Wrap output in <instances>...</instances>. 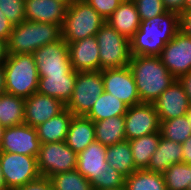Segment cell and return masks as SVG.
<instances>
[{"mask_svg": "<svg viewBox=\"0 0 191 190\" xmlns=\"http://www.w3.org/2000/svg\"><path fill=\"white\" fill-rule=\"evenodd\" d=\"M179 31V14L166 11L154 18L142 20L130 39L132 56H159L165 45Z\"/></svg>", "mask_w": 191, "mask_h": 190, "instance_id": "cell-1", "label": "cell"}, {"mask_svg": "<svg viewBox=\"0 0 191 190\" xmlns=\"http://www.w3.org/2000/svg\"><path fill=\"white\" fill-rule=\"evenodd\" d=\"M141 103H153L177 79L159 56H132L129 62Z\"/></svg>", "mask_w": 191, "mask_h": 190, "instance_id": "cell-2", "label": "cell"}, {"mask_svg": "<svg viewBox=\"0 0 191 190\" xmlns=\"http://www.w3.org/2000/svg\"><path fill=\"white\" fill-rule=\"evenodd\" d=\"M62 38L61 26L23 21L14 26L7 41L8 54H33L38 48Z\"/></svg>", "mask_w": 191, "mask_h": 190, "instance_id": "cell-3", "label": "cell"}, {"mask_svg": "<svg viewBox=\"0 0 191 190\" xmlns=\"http://www.w3.org/2000/svg\"><path fill=\"white\" fill-rule=\"evenodd\" d=\"M6 93L30 97L38 90V69L33 54H8L3 64Z\"/></svg>", "mask_w": 191, "mask_h": 190, "instance_id": "cell-4", "label": "cell"}, {"mask_svg": "<svg viewBox=\"0 0 191 190\" xmlns=\"http://www.w3.org/2000/svg\"><path fill=\"white\" fill-rule=\"evenodd\" d=\"M106 20L85 0H76L67 7L61 27L62 38L71 43L86 37L95 36Z\"/></svg>", "mask_w": 191, "mask_h": 190, "instance_id": "cell-5", "label": "cell"}, {"mask_svg": "<svg viewBox=\"0 0 191 190\" xmlns=\"http://www.w3.org/2000/svg\"><path fill=\"white\" fill-rule=\"evenodd\" d=\"M99 46L100 70L129 66L130 40L105 22L95 35Z\"/></svg>", "mask_w": 191, "mask_h": 190, "instance_id": "cell-6", "label": "cell"}, {"mask_svg": "<svg viewBox=\"0 0 191 190\" xmlns=\"http://www.w3.org/2000/svg\"><path fill=\"white\" fill-rule=\"evenodd\" d=\"M103 92L102 70L77 72L73 94L66 108L74 116H86Z\"/></svg>", "mask_w": 191, "mask_h": 190, "instance_id": "cell-7", "label": "cell"}, {"mask_svg": "<svg viewBox=\"0 0 191 190\" xmlns=\"http://www.w3.org/2000/svg\"><path fill=\"white\" fill-rule=\"evenodd\" d=\"M36 160L40 176L46 178L77 168V154L65 141L41 143Z\"/></svg>", "mask_w": 191, "mask_h": 190, "instance_id": "cell-8", "label": "cell"}, {"mask_svg": "<svg viewBox=\"0 0 191 190\" xmlns=\"http://www.w3.org/2000/svg\"><path fill=\"white\" fill-rule=\"evenodd\" d=\"M0 165L7 190H15L40 177L33 156L0 151Z\"/></svg>", "mask_w": 191, "mask_h": 190, "instance_id": "cell-9", "label": "cell"}, {"mask_svg": "<svg viewBox=\"0 0 191 190\" xmlns=\"http://www.w3.org/2000/svg\"><path fill=\"white\" fill-rule=\"evenodd\" d=\"M33 56L39 77L66 75L73 70L68 43L63 38L38 48Z\"/></svg>", "mask_w": 191, "mask_h": 190, "instance_id": "cell-10", "label": "cell"}, {"mask_svg": "<svg viewBox=\"0 0 191 190\" xmlns=\"http://www.w3.org/2000/svg\"><path fill=\"white\" fill-rule=\"evenodd\" d=\"M107 146L94 141L77 154V170L88 179L94 190H104V176L108 166Z\"/></svg>", "mask_w": 191, "mask_h": 190, "instance_id": "cell-11", "label": "cell"}, {"mask_svg": "<svg viewBox=\"0 0 191 190\" xmlns=\"http://www.w3.org/2000/svg\"><path fill=\"white\" fill-rule=\"evenodd\" d=\"M124 116L126 140L160 132L161 121L153 103L130 106Z\"/></svg>", "mask_w": 191, "mask_h": 190, "instance_id": "cell-12", "label": "cell"}, {"mask_svg": "<svg viewBox=\"0 0 191 190\" xmlns=\"http://www.w3.org/2000/svg\"><path fill=\"white\" fill-rule=\"evenodd\" d=\"M162 64L178 79L191 71V37L178 31L159 55Z\"/></svg>", "mask_w": 191, "mask_h": 190, "instance_id": "cell-13", "label": "cell"}, {"mask_svg": "<svg viewBox=\"0 0 191 190\" xmlns=\"http://www.w3.org/2000/svg\"><path fill=\"white\" fill-rule=\"evenodd\" d=\"M104 91L129 107L141 104L133 73L129 66L102 70Z\"/></svg>", "mask_w": 191, "mask_h": 190, "instance_id": "cell-14", "label": "cell"}, {"mask_svg": "<svg viewBox=\"0 0 191 190\" xmlns=\"http://www.w3.org/2000/svg\"><path fill=\"white\" fill-rule=\"evenodd\" d=\"M40 144L36 128L23 123L4 129L0 151L37 157Z\"/></svg>", "mask_w": 191, "mask_h": 190, "instance_id": "cell-15", "label": "cell"}, {"mask_svg": "<svg viewBox=\"0 0 191 190\" xmlns=\"http://www.w3.org/2000/svg\"><path fill=\"white\" fill-rule=\"evenodd\" d=\"M66 108L54 97L35 92L25 99L24 123L36 128Z\"/></svg>", "mask_w": 191, "mask_h": 190, "instance_id": "cell-16", "label": "cell"}, {"mask_svg": "<svg viewBox=\"0 0 191 190\" xmlns=\"http://www.w3.org/2000/svg\"><path fill=\"white\" fill-rule=\"evenodd\" d=\"M153 104L160 121L184 116L190 106L185 90L178 80L168 87Z\"/></svg>", "mask_w": 191, "mask_h": 190, "instance_id": "cell-17", "label": "cell"}, {"mask_svg": "<svg viewBox=\"0 0 191 190\" xmlns=\"http://www.w3.org/2000/svg\"><path fill=\"white\" fill-rule=\"evenodd\" d=\"M70 62L76 72L100 71L99 46L95 36L68 43Z\"/></svg>", "mask_w": 191, "mask_h": 190, "instance_id": "cell-18", "label": "cell"}, {"mask_svg": "<svg viewBox=\"0 0 191 190\" xmlns=\"http://www.w3.org/2000/svg\"><path fill=\"white\" fill-rule=\"evenodd\" d=\"M67 6L57 0H25V21L57 24L62 27Z\"/></svg>", "mask_w": 191, "mask_h": 190, "instance_id": "cell-19", "label": "cell"}, {"mask_svg": "<svg viewBox=\"0 0 191 190\" xmlns=\"http://www.w3.org/2000/svg\"><path fill=\"white\" fill-rule=\"evenodd\" d=\"M76 78L77 72L74 69L66 75L39 77L37 92L54 97L67 105L72 97Z\"/></svg>", "mask_w": 191, "mask_h": 190, "instance_id": "cell-20", "label": "cell"}, {"mask_svg": "<svg viewBox=\"0 0 191 190\" xmlns=\"http://www.w3.org/2000/svg\"><path fill=\"white\" fill-rule=\"evenodd\" d=\"M106 22L130 40L138 31L141 19L134 1L123 0Z\"/></svg>", "mask_w": 191, "mask_h": 190, "instance_id": "cell-21", "label": "cell"}, {"mask_svg": "<svg viewBox=\"0 0 191 190\" xmlns=\"http://www.w3.org/2000/svg\"><path fill=\"white\" fill-rule=\"evenodd\" d=\"M182 144L160 136L158 148L152 154L147 171L164 173L171 165L182 163Z\"/></svg>", "mask_w": 191, "mask_h": 190, "instance_id": "cell-22", "label": "cell"}, {"mask_svg": "<svg viewBox=\"0 0 191 190\" xmlns=\"http://www.w3.org/2000/svg\"><path fill=\"white\" fill-rule=\"evenodd\" d=\"M94 141V122L86 116H73L65 139L66 144L78 154Z\"/></svg>", "mask_w": 191, "mask_h": 190, "instance_id": "cell-23", "label": "cell"}, {"mask_svg": "<svg viewBox=\"0 0 191 190\" xmlns=\"http://www.w3.org/2000/svg\"><path fill=\"white\" fill-rule=\"evenodd\" d=\"M73 114L65 108L62 112L36 127L40 143L65 141Z\"/></svg>", "mask_w": 191, "mask_h": 190, "instance_id": "cell-24", "label": "cell"}, {"mask_svg": "<svg viewBox=\"0 0 191 190\" xmlns=\"http://www.w3.org/2000/svg\"><path fill=\"white\" fill-rule=\"evenodd\" d=\"M125 116L119 115L94 122L95 141L105 146L114 145L126 140Z\"/></svg>", "mask_w": 191, "mask_h": 190, "instance_id": "cell-25", "label": "cell"}, {"mask_svg": "<svg viewBox=\"0 0 191 190\" xmlns=\"http://www.w3.org/2000/svg\"><path fill=\"white\" fill-rule=\"evenodd\" d=\"M128 105L108 92H103L95 101L92 109L86 115L93 122L101 121L119 115H125Z\"/></svg>", "mask_w": 191, "mask_h": 190, "instance_id": "cell-26", "label": "cell"}, {"mask_svg": "<svg viewBox=\"0 0 191 190\" xmlns=\"http://www.w3.org/2000/svg\"><path fill=\"white\" fill-rule=\"evenodd\" d=\"M106 161L109 166L125 177L137 170L128 140L107 146Z\"/></svg>", "mask_w": 191, "mask_h": 190, "instance_id": "cell-27", "label": "cell"}, {"mask_svg": "<svg viewBox=\"0 0 191 190\" xmlns=\"http://www.w3.org/2000/svg\"><path fill=\"white\" fill-rule=\"evenodd\" d=\"M25 99L9 93L0 95V124L5 128L24 123Z\"/></svg>", "mask_w": 191, "mask_h": 190, "instance_id": "cell-28", "label": "cell"}, {"mask_svg": "<svg viewBox=\"0 0 191 190\" xmlns=\"http://www.w3.org/2000/svg\"><path fill=\"white\" fill-rule=\"evenodd\" d=\"M160 136V132H155L140 138L128 140L137 170L147 169L152 154L158 148Z\"/></svg>", "mask_w": 191, "mask_h": 190, "instance_id": "cell-29", "label": "cell"}, {"mask_svg": "<svg viewBox=\"0 0 191 190\" xmlns=\"http://www.w3.org/2000/svg\"><path fill=\"white\" fill-rule=\"evenodd\" d=\"M127 190H167L162 173L136 170L125 178Z\"/></svg>", "mask_w": 191, "mask_h": 190, "instance_id": "cell-30", "label": "cell"}, {"mask_svg": "<svg viewBox=\"0 0 191 190\" xmlns=\"http://www.w3.org/2000/svg\"><path fill=\"white\" fill-rule=\"evenodd\" d=\"M160 133L165 139L182 144L191 136V127L187 116L161 121Z\"/></svg>", "mask_w": 191, "mask_h": 190, "instance_id": "cell-31", "label": "cell"}, {"mask_svg": "<svg viewBox=\"0 0 191 190\" xmlns=\"http://www.w3.org/2000/svg\"><path fill=\"white\" fill-rule=\"evenodd\" d=\"M53 190H94L90 181L77 169L51 176Z\"/></svg>", "mask_w": 191, "mask_h": 190, "instance_id": "cell-32", "label": "cell"}, {"mask_svg": "<svg viewBox=\"0 0 191 190\" xmlns=\"http://www.w3.org/2000/svg\"><path fill=\"white\" fill-rule=\"evenodd\" d=\"M167 190H187L191 182V164L177 163L171 165L164 173Z\"/></svg>", "mask_w": 191, "mask_h": 190, "instance_id": "cell-33", "label": "cell"}, {"mask_svg": "<svg viewBox=\"0 0 191 190\" xmlns=\"http://www.w3.org/2000/svg\"><path fill=\"white\" fill-rule=\"evenodd\" d=\"M0 9L13 27L25 21V0H0Z\"/></svg>", "mask_w": 191, "mask_h": 190, "instance_id": "cell-34", "label": "cell"}, {"mask_svg": "<svg viewBox=\"0 0 191 190\" xmlns=\"http://www.w3.org/2000/svg\"><path fill=\"white\" fill-rule=\"evenodd\" d=\"M141 21L154 18L162 13L165 9L162 0H133Z\"/></svg>", "mask_w": 191, "mask_h": 190, "instance_id": "cell-35", "label": "cell"}, {"mask_svg": "<svg viewBox=\"0 0 191 190\" xmlns=\"http://www.w3.org/2000/svg\"><path fill=\"white\" fill-rule=\"evenodd\" d=\"M98 14L107 20L123 0H85Z\"/></svg>", "mask_w": 191, "mask_h": 190, "instance_id": "cell-36", "label": "cell"}, {"mask_svg": "<svg viewBox=\"0 0 191 190\" xmlns=\"http://www.w3.org/2000/svg\"><path fill=\"white\" fill-rule=\"evenodd\" d=\"M125 176L116 171L112 166H107L104 176V190L116 189L125 186Z\"/></svg>", "mask_w": 191, "mask_h": 190, "instance_id": "cell-37", "label": "cell"}, {"mask_svg": "<svg viewBox=\"0 0 191 190\" xmlns=\"http://www.w3.org/2000/svg\"><path fill=\"white\" fill-rule=\"evenodd\" d=\"M15 190H53L49 178L40 176L38 179L28 182Z\"/></svg>", "mask_w": 191, "mask_h": 190, "instance_id": "cell-38", "label": "cell"}, {"mask_svg": "<svg viewBox=\"0 0 191 190\" xmlns=\"http://www.w3.org/2000/svg\"><path fill=\"white\" fill-rule=\"evenodd\" d=\"M179 31L191 37V11L179 14Z\"/></svg>", "mask_w": 191, "mask_h": 190, "instance_id": "cell-39", "label": "cell"}, {"mask_svg": "<svg viewBox=\"0 0 191 190\" xmlns=\"http://www.w3.org/2000/svg\"><path fill=\"white\" fill-rule=\"evenodd\" d=\"M13 26L0 9V38L8 41Z\"/></svg>", "mask_w": 191, "mask_h": 190, "instance_id": "cell-40", "label": "cell"}, {"mask_svg": "<svg viewBox=\"0 0 191 190\" xmlns=\"http://www.w3.org/2000/svg\"><path fill=\"white\" fill-rule=\"evenodd\" d=\"M167 11L181 14L185 11V0H162Z\"/></svg>", "mask_w": 191, "mask_h": 190, "instance_id": "cell-41", "label": "cell"}, {"mask_svg": "<svg viewBox=\"0 0 191 190\" xmlns=\"http://www.w3.org/2000/svg\"><path fill=\"white\" fill-rule=\"evenodd\" d=\"M177 80L183 86L188 97L189 104L191 105V71L180 76Z\"/></svg>", "mask_w": 191, "mask_h": 190, "instance_id": "cell-42", "label": "cell"}, {"mask_svg": "<svg viewBox=\"0 0 191 190\" xmlns=\"http://www.w3.org/2000/svg\"><path fill=\"white\" fill-rule=\"evenodd\" d=\"M182 162L191 164V136L182 143Z\"/></svg>", "mask_w": 191, "mask_h": 190, "instance_id": "cell-43", "label": "cell"}, {"mask_svg": "<svg viewBox=\"0 0 191 190\" xmlns=\"http://www.w3.org/2000/svg\"><path fill=\"white\" fill-rule=\"evenodd\" d=\"M8 56L7 41L0 38V65H3Z\"/></svg>", "mask_w": 191, "mask_h": 190, "instance_id": "cell-44", "label": "cell"}, {"mask_svg": "<svg viewBox=\"0 0 191 190\" xmlns=\"http://www.w3.org/2000/svg\"><path fill=\"white\" fill-rule=\"evenodd\" d=\"M5 73L3 65H0V95L5 93Z\"/></svg>", "mask_w": 191, "mask_h": 190, "instance_id": "cell-45", "label": "cell"}, {"mask_svg": "<svg viewBox=\"0 0 191 190\" xmlns=\"http://www.w3.org/2000/svg\"><path fill=\"white\" fill-rule=\"evenodd\" d=\"M0 190H7L0 165Z\"/></svg>", "mask_w": 191, "mask_h": 190, "instance_id": "cell-46", "label": "cell"}, {"mask_svg": "<svg viewBox=\"0 0 191 190\" xmlns=\"http://www.w3.org/2000/svg\"><path fill=\"white\" fill-rule=\"evenodd\" d=\"M65 4L67 7L71 6L76 0H57Z\"/></svg>", "mask_w": 191, "mask_h": 190, "instance_id": "cell-47", "label": "cell"}, {"mask_svg": "<svg viewBox=\"0 0 191 190\" xmlns=\"http://www.w3.org/2000/svg\"><path fill=\"white\" fill-rule=\"evenodd\" d=\"M185 11H191V0H185Z\"/></svg>", "mask_w": 191, "mask_h": 190, "instance_id": "cell-48", "label": "cell"}, {"mask_svg": "<svg viewBox=\"0 0 191 190\" xmlns=\"http://www.w3.org/2000/svg\"><path fill=\"white\" fill-rule=\"evenodd\" d=\"M186 116H187L188 122H189L190 127H191V105L189 106V109L186 113Z\"/></svg>", "mask_w": 191, "mask_h": 190, "instance_id": "cell-49", "label": "cell"}, {"mask_svg": "<svg viewBox=\"0 0 191 190\" xmlns=\"http://www.w3.org/2000/svg\"><path fill=\"white\" fill-rule=\"evenodd\" d=\"M4 129H5V127L0 124V145H1V142H2V136H3Z\"/></svg>", "mask_w": 191, "mask_h": 190, "instance_id": "cell-50", "label": "cell"}, {"mask_svg": "<svg viewBox=\"0 0 191 190\" xmlns=\"http://www.w3.org/2000/svg\"><path fill=\"white\" fill-rule=\"evenodd\" d=\"M109 190H127L126 187H120V188H116V189H109Z\"/></svg>", "mask_w": 191, "mask_h": 190, "instance_id": "cell-51", "label": "cell"}, {"mask_svg": "<svg viewBox=\"0 0 191 190\" xmlns=\"http://www.w3.org/2000/svg\"><path fill=\"white\" fill-rule=\"evenodd\" d=\"M187 190H191V182L189 183Z\"/></svg>", "mask_w": 191, "mask_h": 190, "instance_id": "cell-52", "label": "cell"}]
</instances>
